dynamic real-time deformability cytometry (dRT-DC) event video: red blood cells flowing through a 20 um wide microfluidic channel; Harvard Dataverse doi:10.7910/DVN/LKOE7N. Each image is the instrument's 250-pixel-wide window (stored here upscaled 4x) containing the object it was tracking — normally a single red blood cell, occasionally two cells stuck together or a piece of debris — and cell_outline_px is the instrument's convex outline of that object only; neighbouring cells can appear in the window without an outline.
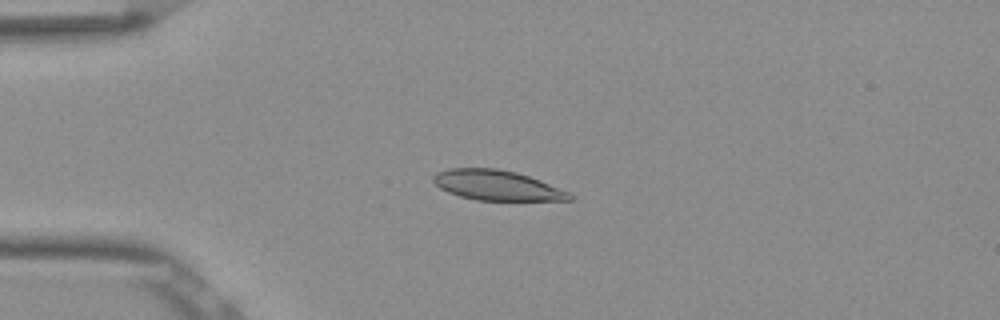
{"species": "Egyptian fruit bat (a non-hibernating species)", "species_latin": "Rousettus aegyptiacus", "temperature_condition": "room temperature", "stored_images_in_passage": 45, "camera_frame_rate_fps": 3000, "um_per_image_px": 0.085, "frame": {"image": 1, "passage_image": 6, "time_ms": 1.667, "image_size_px": [1000, 320], "cell_outline_px": [[572, 200], [476, 200], [460, 196], [448, 192], [440, 188], [432, 180], [432, 176], [436, 172], [448, 168], [496, 168], [516, 172], [540, 180], [568, 192], [572, 196]], "centroid_in_image_um": [42.18, 15.74], "position_along_channel_um": 42.8, "area_um2": 23.7}}
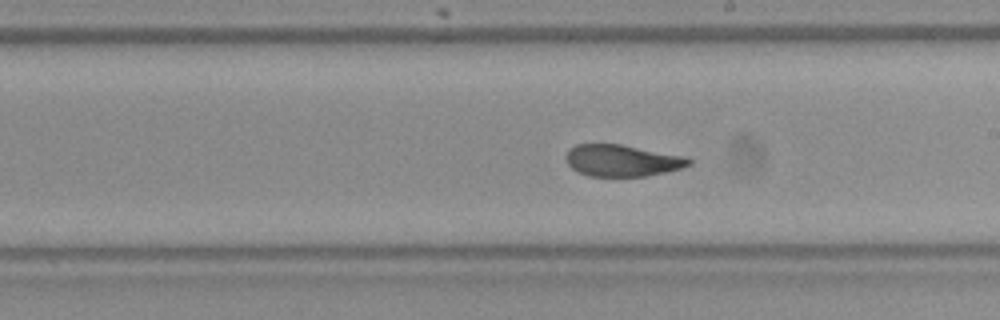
{"frame": {"image": 2, "passage_image": 23, "time_ms": 7.333, "image_size_px": [1000, 320], "cell_outline_px": [[692, 164], [680, 168], [648, 176], [588, 176], [572, 168], [568, 164], [564, 156], [568, 148], [576, 144], [620, 144], [688, 156], [692, 160]], "centroid_in_image_um": [52.88, 13.63], "position_along_channel_um": 236.1, "area_um2": 22.89}}
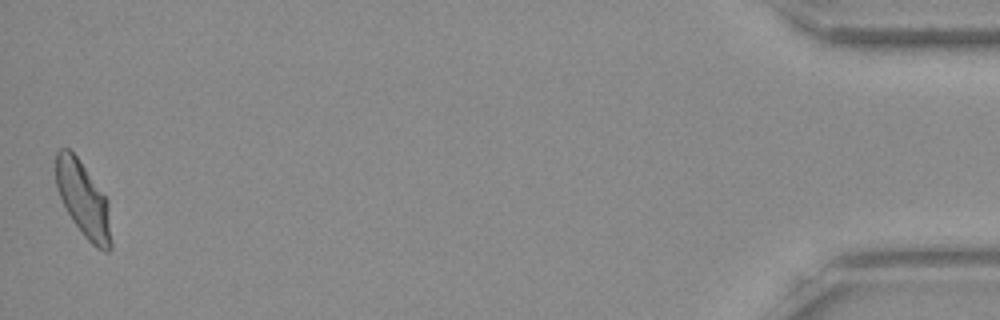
{"frame": {"image": 3, "passage_image": 45, "time_ms": 14.667, "image_size_px": [1000, 320], "cell_outline_px": [[112, 248], [108, 252], [104, 252], [96, 248], [84, 236], [72, 220], [56, 188], [56, 152], [60, 148], [68, 148], [76, 156], [108, 200], [112, 244]], "centroid_in_image_um": [7.1, 17.0], "position_along_channel_um": 428.1, "area_um2": 24.04}, "authors_computed_cell_mechanics": {"area_um2": 24.0448, "velocity_mm_per_s": 3.8581, "shape_relaxation_time_tau1_ms": 6.8908, "shape_relaxation_time_tau2_ms": 0.8534, "deformation_change_tau1": 0.1631, "deformation_change_tau2": 0.0627}}